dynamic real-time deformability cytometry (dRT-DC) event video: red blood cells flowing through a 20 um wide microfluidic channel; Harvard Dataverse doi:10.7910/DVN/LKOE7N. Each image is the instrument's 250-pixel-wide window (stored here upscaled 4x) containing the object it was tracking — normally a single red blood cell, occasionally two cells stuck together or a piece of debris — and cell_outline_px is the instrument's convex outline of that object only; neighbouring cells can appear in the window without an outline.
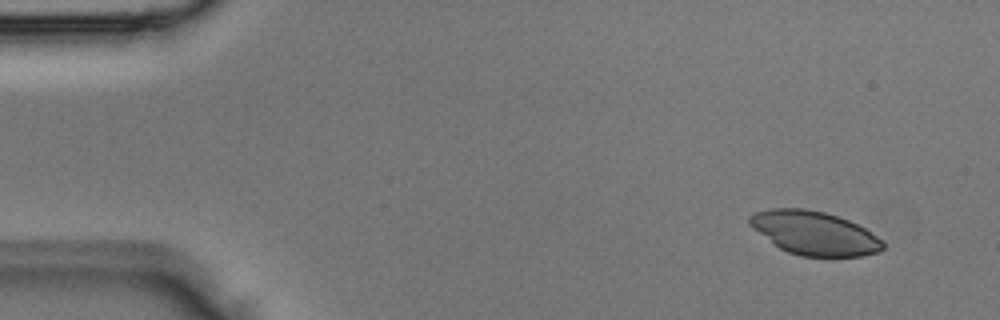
{"species": "Egyptian fruit bat (a non-hibernating species)", "species_latin": "Rousettus aegyptiacus", "temperature_condition": "room temperature", "stored_images_in_passage": 3, "camera_frame_rate_fps": 3000, "um_per_image_px": 0.085, "animal": {"sex": "male"}, "frame": {"image": 1, "passage_image": 1, "time_ms": 0.0, "image_size_px": [1000, 320], "cell_outline_px": [[884, 248], [880, 252], [864, 256], [832, 260], [800, 256], [788, 252], [780, 248], [752, 228], [748, 224], [748, 216], [756, 212], [772, 208], [804, 208], [824, 212], [848, 220], [864, 228], [884, 240]], "centroid_in_image_um": [69.27, 19.87], "position_along_channel_um": 15.7, "area_um2": 34.8}}